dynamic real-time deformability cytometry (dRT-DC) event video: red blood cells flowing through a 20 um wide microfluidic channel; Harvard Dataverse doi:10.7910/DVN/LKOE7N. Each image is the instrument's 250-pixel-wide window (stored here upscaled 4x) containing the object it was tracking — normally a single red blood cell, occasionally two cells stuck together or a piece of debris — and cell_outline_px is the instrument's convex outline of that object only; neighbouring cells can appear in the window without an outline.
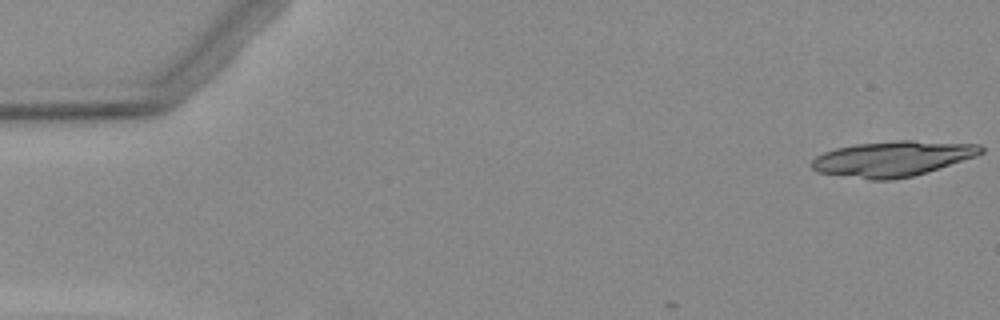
{"species": "Egyptian fruit bat (a non-hibernating species)", "species_latin": "Rousettus aegyptiacus", "temperature_condition": "warm", "stored_images_in_passage": 5, "camera_frame_rate_fps": 3000, "um_per_image_px": 0.085, "animal": {"sex": "female"}, "frame": {"image": 1, "passage_image": 1, "time_ms": 0.0, "image_size_px": [1000, 320], "cell_outline_px": [[984, 152], [976, 156], [912, 176], [892, 180], [868, 180], [816, 172], [812, 168], [812, 160], [816, 156], [824, 152], [836, 148], [856, 144], [896, 140], [912, 140], [980, 144], [984, 148]], "centroid_in_image_um": [75.85, 13.49], "position_along_channel_um": 9.1, "area_um2": 34.85}}